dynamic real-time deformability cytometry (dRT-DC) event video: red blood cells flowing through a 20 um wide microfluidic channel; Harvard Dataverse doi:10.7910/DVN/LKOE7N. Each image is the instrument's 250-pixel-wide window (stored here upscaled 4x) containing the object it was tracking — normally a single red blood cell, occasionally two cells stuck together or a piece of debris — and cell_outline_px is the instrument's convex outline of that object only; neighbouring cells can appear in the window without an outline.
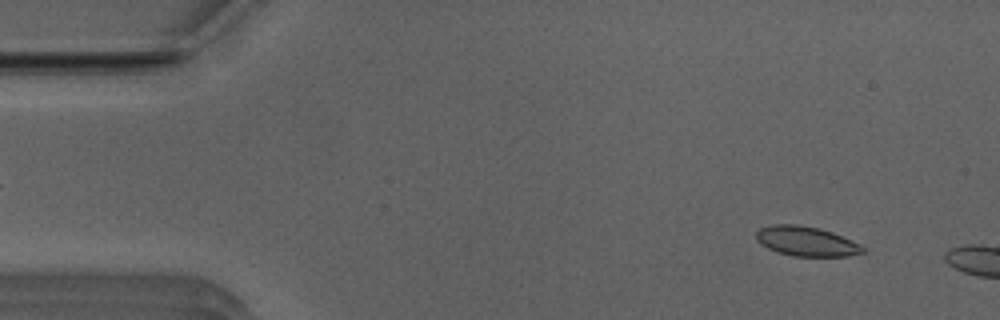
{"species": "Egyptian fruit bat (a non-hibernating species)", "species_latin": "Rousettus aegyptiacus", "temperature_condition": "room temperature", "stored_images_in_passage": 7, "camera_frame_rate_fps": 3000, "um_per_image_px": 0.085, "animal": {"sex": "male"}, "frame": {"image": 1, "passage_image": 4, "time_ms": 1.0, "image_size_px": [1000, 320], "cell_outline_px": [[864, 252], [848, 256], [792, 256], [776, 252], [760, 244], [756, 240], [756, 232], [760, 228], [772, 224], [800, 224], [820, 228], [832, 232], [852, 240], [860, 244], [864, 248]], "centroid_in_image_um": [68.51, 20.5], "position_along_channel_um": 16.5, "area_um2": 18.61}}